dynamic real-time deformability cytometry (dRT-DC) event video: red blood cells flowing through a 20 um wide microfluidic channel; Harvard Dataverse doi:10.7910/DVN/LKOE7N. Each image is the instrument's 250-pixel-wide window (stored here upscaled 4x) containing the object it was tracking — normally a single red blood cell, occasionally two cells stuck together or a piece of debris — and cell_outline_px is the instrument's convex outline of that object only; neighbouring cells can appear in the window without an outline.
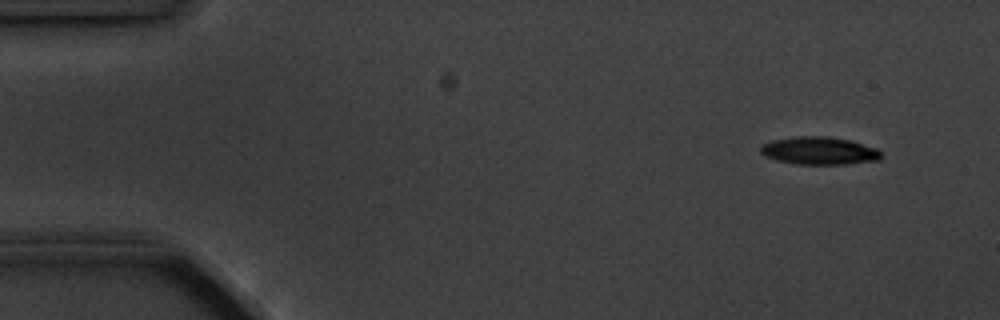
{"species": "common noctule bat (a hibernating species)", "species_latin": "Nyctalus noctula", "temperature_condition": "cold", "stored_images_in_passage": 4, "camera_frame_rate_fps": 3000, "um_per_image_px": 0.085, "animal": {"sex": "male", "body_mass_g": 20.1, "forearm_length_mm": 53.5}, "frame": {"image": 1, "passage_image": 1, "time_ms": 0.0, "image_size_px": [1000, 320], "cell_outline_px": [[880, 160], [848, 164], [796, 164], [776, 160], [764, 156], [760, 152], [760, 148], [764, 144], [772, 140], [796, 136], [828, 136], [852, 140], [876, 148], [880, 152]], "centroid_in_image_um": [69.63, 12.81], "position_along_channel_um": 15.4, "area_um2": 19.59}}
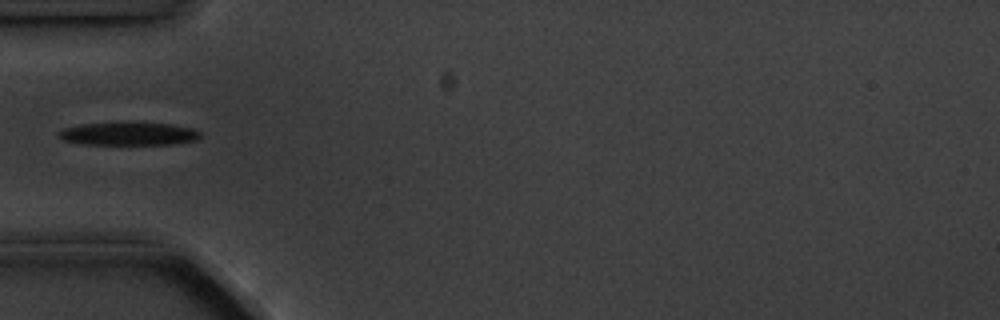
{"frame": {"image": 2, "passage_image": 4, "time_ms": 4.333, "image_size_px": [1000, 320], "cell_outline_px": [[200, 136], [196, 140], [172, 144], [80, 144], [64, 140], [56, 136], [56, 132], [64, 128], [80, 124], [120, 120], [132, 120], [172, 124], [192, 128], [200, 132]], "centroid_in_image_um": [10.87, 11.32], "position_along_channel_um": 74.1, "area_um2": 20.0}}